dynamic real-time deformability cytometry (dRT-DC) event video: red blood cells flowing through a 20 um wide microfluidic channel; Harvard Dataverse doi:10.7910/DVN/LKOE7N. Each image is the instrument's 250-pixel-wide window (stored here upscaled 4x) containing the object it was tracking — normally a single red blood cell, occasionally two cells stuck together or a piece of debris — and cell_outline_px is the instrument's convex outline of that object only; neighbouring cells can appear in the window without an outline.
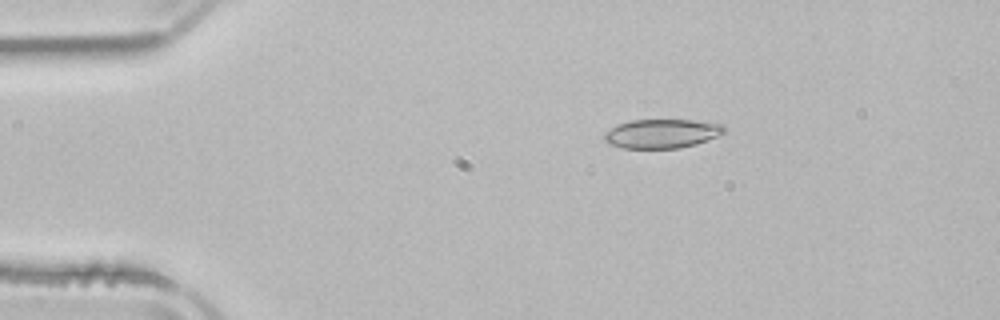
{"species": "common noctule bat (a hibernating species)", "species_latin": "Nyctalus noctula", "temperature_condition": "room temperature", "stored_images_in_passage": 6, "camera_frame_rate_fps": 3000, "um_per_image_px": 0.085, "animal": {"sex": "male", "body_mass_g": 21.5, "forearm_length_mm": 52.0}, "frame": {"image": 1, "passage_image": 3, "time_ms": 2.333, "image_size_px": [1000, 320], "cell_outline_px": [[724, 132], [716, 136], [696, 144], [680, 148], [624, 148], [612, 144], [604, 140], [604, 132], [620, 124], [632, 120], [692, 120], [724, 124]], "centroid_in_image_um": [56.27, 11.35], "position_along_channel_um": 28.7, "area_um2": 20.0}}
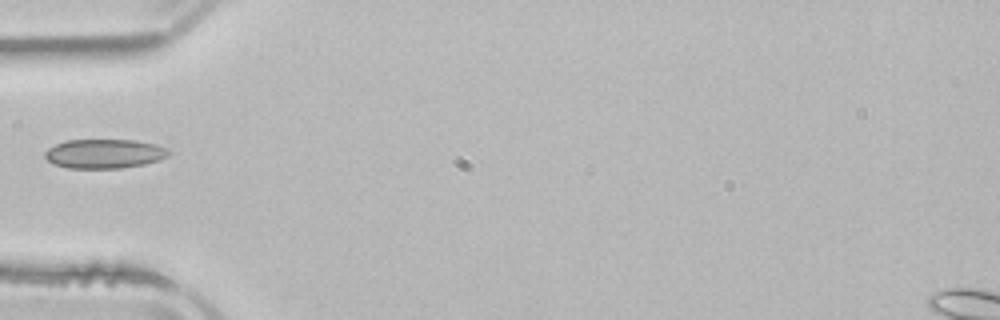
{"frame": {"image": 2, "passage_image": 5, "time_ms": 5.0, "image_size_px": [1000, 320], "cell_outline_px": [[168, 156], [160, 160], [144, 164], [120, 168], [68, 168], [52, 164], [44, 156], [44, 152], [48, 148], [56, 144], [68, 140], [132, 140], [156, 144], [168, 148]], "centroid_in_image_um": [8.86, 13.07], "position_along_channel_um": 76.1, "area_um2": 21.1}}
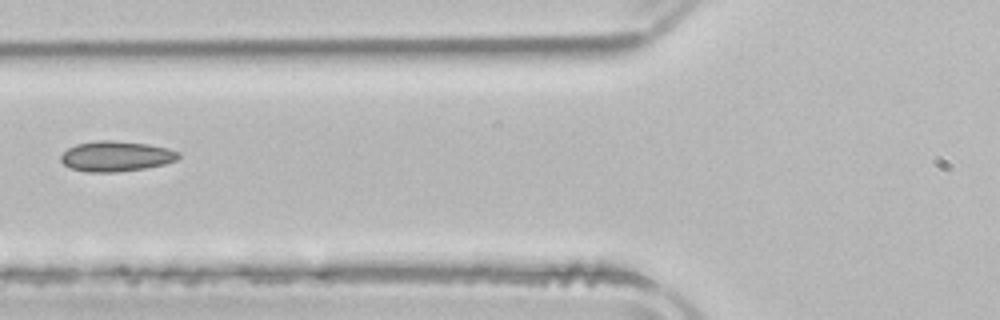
{"frame": {"image": 3, "passage_image": 6, "time_ms": 6.0, "image_size_px": [1000, 320], "cell_outline_px": [[180, 156], [176, 160], [164, 164], [144, 168], [112, 172], [88, 172], [72, 168], [64, 164], [60, 160], [60, 156], [68, 148], [76, 144], [96, 140], [112, 140], [148, 144], [168, 148], [180, 152]], "centroid_in_image_um": [9.86, 13.27], "position_along_channel_um": 115.9, "area_um2": 20.69}}